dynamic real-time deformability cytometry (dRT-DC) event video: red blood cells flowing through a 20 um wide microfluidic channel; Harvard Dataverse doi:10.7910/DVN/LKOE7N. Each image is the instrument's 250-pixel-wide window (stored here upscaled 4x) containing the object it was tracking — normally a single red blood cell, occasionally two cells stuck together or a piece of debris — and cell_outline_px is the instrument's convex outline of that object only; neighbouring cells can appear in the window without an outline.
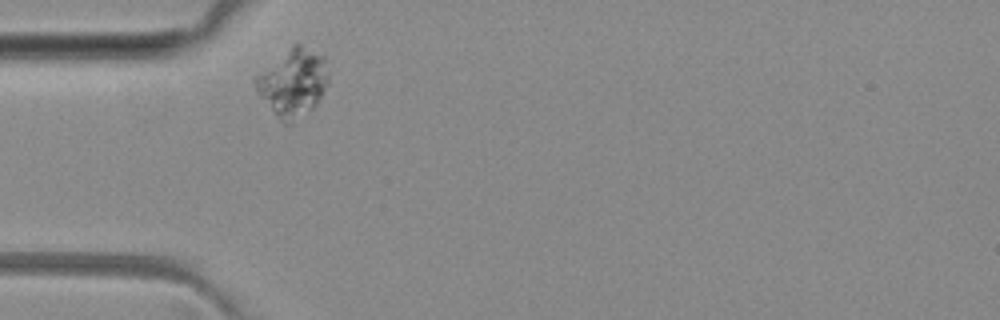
{"species": "common noctule bat (a hibernating species)", "species_latin": "Nyctalus noctula", "temperature_condition": "room temperature", "stored_images_in_passage": 6, "camera_frame_rate_fps": 3000, "um_per_image_px": 0.085, "animal": {"sex": "female", "body_mass_g": 29.2, "forearm_length_mm": 56.3}, "frame": {"image": 1, "passage_image": 5, "time_ms": 4.667, "image_size_px": [1000, 320], "cell_outline_px": [[328, 84], [316, 104], [312, 108], [292, 124], [284, 124], [276, 116], [256, 92], [252, 80], [256, 76], [292, 44], [300, 44], [324, 52], [328, 76]], "centroid_in_image_um": [24.91, 7.0], "position_along_channel_um": 60.1, "area_um2": 29.02}}
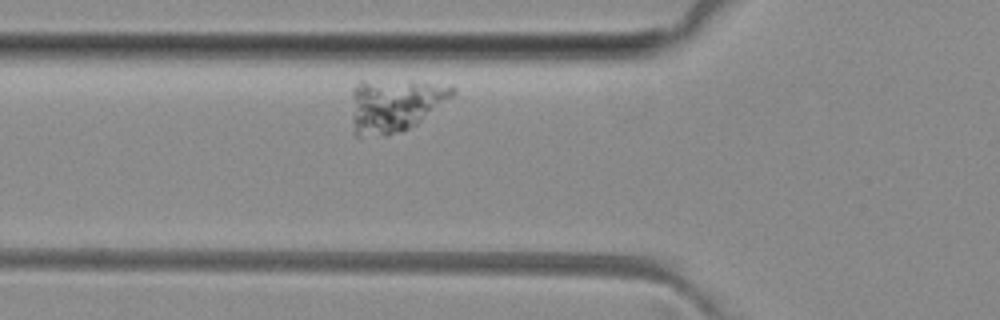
{"frame": {"image": 2, "passage_image": 6, "time_ms": 5.667, "image_size_px": [1000, 320], "cell_outline_px": [[456, 92], [452, 96], [416, 124], [400, 132], [388, 136], [360, 140], [352, 132], [352, 88], [360, 80], [412, 80], [452, 84], [456, 88]], "centroid_in_image_um": [33.5, 8.94], "position_along_channel_um": 92.3, "area_um2": 32.43}}